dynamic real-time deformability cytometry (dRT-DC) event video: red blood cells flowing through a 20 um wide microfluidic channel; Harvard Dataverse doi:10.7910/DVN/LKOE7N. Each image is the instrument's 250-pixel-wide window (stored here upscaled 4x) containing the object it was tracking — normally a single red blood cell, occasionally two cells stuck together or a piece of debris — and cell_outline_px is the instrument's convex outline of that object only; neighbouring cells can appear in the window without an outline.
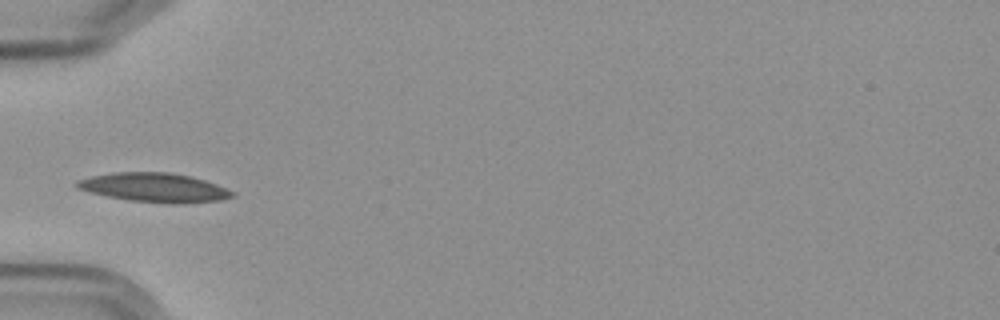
{"species": "Egyptian fruit bat (a non-hibernating species)", "species_latin": "Rousettus aegyptiacus", "temperature_condition": "cold", "stored_images_in_passage": 7, "camera_frame_rate_fps": 3000, "um_per_image_px": 0.085, "frame": {"image": 1, "passage_image": 4, "time_ms": 3.667, "image_size_px": [1000, 320], "cell_outline_px": [[232, 196], [220, 200], [184, 204], [172, 204], [128, 200], [88, 192], [76, 188], [72, 184], [76, 180], [92, 176], [112, 172], [168, 172], [188, 176], [204, 180], [216, 184], [232, 192]], "centroid_in_image_um": [13.03, 15.94], "position_along_channel_um": 72.0, "area_um2": 26.3}}
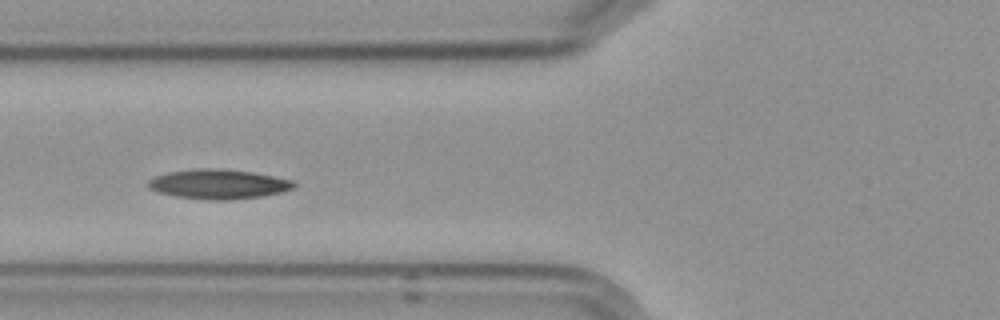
{"frame": {"image": 2, "passage_image": 5, "time_ms": 4.667, "image_size_px": [1000, 320], "cell_outline_px": [[296, 184], [292, 188], [280, 192], [264, 196], [232, 200], [208, 200], [176, 196], [160, 192], [148, 188], [148, 180], [156, 176], [168, 172], [204, 168], [212, 168], [252, 172], [292, 180]], "centroid_in_image_um": [18.57, 15.66], "position_along_channel_um": 107.2, "area_um2": 24.85}}